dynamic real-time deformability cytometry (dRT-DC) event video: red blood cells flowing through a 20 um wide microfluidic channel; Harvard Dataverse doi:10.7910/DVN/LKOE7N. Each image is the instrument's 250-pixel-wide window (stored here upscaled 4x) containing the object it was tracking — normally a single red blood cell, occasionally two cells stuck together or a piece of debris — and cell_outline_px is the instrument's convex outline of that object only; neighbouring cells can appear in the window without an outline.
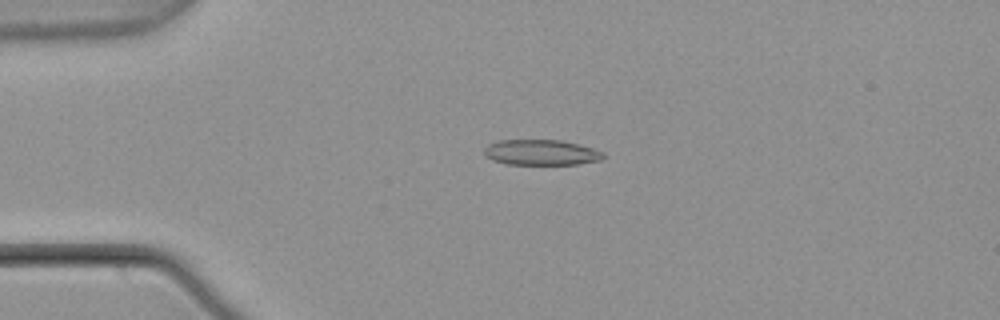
{"species": "common noctule bat (a hibernating species)", "species_latin": "Nyctalus noctula", "temperature_condition": "warm", "stored_images_in_passage": 4, "camera_frame_rate_fps": 3000, "um_per_image_px": 0.085, "animal": {"sex": "male", "body_mass_g": 21.5, "forearm_length_mm": 52.0}, "frame": {"image": 1, "passage_image": 3, "time_ms": 0.667, "image_size_px": [1000, 320], "cell_outline_px": [[604, 156], [600, 160], [576, 164], [508, 164], [492, 160], [484, 152], [484, 148], [488, 144], [500, 140], [564, 140], [592, 148], [604, 152]], "centroid_in_image_um": [46.0, 12.95], "position_along_channel_um": 39.0, "area_um2": 17.57}}